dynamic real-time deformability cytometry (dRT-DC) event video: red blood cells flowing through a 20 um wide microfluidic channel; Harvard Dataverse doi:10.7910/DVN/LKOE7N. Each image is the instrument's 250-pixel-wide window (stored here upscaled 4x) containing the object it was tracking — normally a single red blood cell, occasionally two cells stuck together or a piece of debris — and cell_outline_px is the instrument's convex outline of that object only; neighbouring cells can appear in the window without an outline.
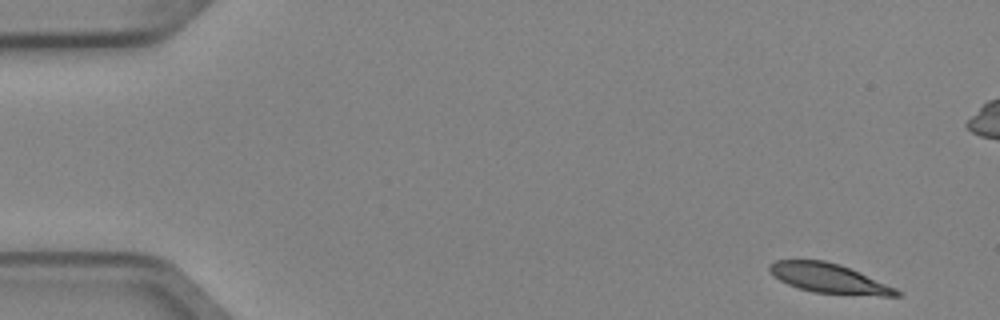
{"species": "Egyptian fruit bat (a non-hibernating species)", "species_latin": "Rousettus aegyptiacus", "temperature_condition": "cold", "stored_images_in_passage": 6, "camera_frame_rate_fps": 3000, "um_per_image_px": 0.085, "animal": {"sex": "female"}, "frame": {"image": 1, "passage_image": 1, "time_ms": 0.0, "image_size_px": [1000, 320], "cell_outline_px": [[904, 296], [880, 296], [812, 292], [788, 284], [780, 280], [768, 268], [768, 264], [776, 260], [824, 260], [840, 264], [860, 272], [896, 288], [904, 292]], "centroid_in_image_um": [70.53, 23.66], "position_along_channel_um": 14.5, "area_um2": 21.85}}
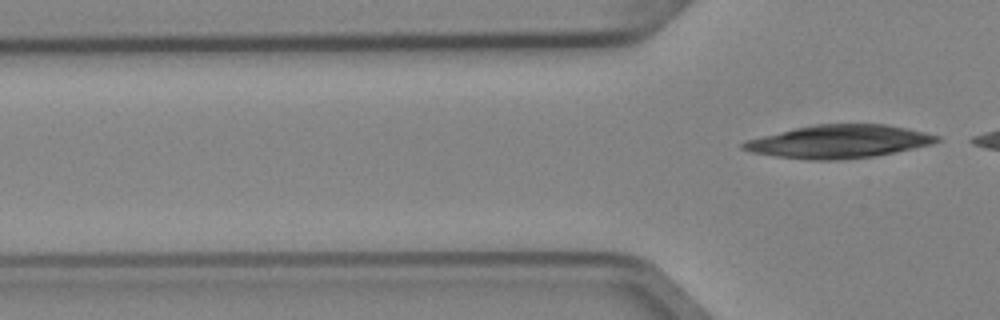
{"frame": {"image": 2, "passage_image": 6, "time_ms": 1.667, "image_size_px": [1000, 320], "cell_outline_px": [[940, 140], [932, 144], [872, 156], [836, 160], [812, 160], [776, 156], [752, 152], [740, 148], [740, 144], [748, 140], [812, 124], [888, 124], [908, 128], [940, 136]], "centroid_in_image_um": [71.33, 12.02], "position_along_channel_um": 54.5, "area_um2": 36.82}}